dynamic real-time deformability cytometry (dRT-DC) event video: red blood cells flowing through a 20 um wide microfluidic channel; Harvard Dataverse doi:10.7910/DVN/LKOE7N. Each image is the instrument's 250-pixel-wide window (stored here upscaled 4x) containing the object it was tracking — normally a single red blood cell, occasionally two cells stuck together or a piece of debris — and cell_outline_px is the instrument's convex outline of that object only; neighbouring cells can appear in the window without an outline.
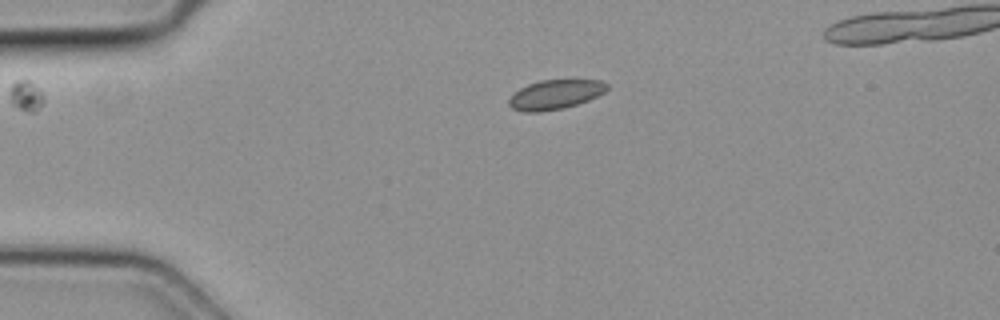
{"species": "common noctule bat (a hibernating species)", "species_latin": "Nyctalus noctula", "temperature_condition": "cold", "stored_images_in_passage": 2, "camera_frame_rate_fps": 3000, "um_per_image_px": 0.085, "animal": {"sex": "female", "body_mass_g": 19.3, "forearm_length_mm": 54.1}, "frame": {"image": 1, "passage_image": 2, "time_ms": 0.333, "image_size_px": [1000, 320], "cell_outline_px": [[608, 88], [604, 92], [588, 100], [564, 108], [540, 112], [524, 112], [512, 108], [508, 104], [508, 100], [520, 88], [528, 84], [540, 80], [600, 80], [608, 84]], "centroid_in_image_um": [47.19, 8.03], "position_along_channel_um": 37.8, "area_um2": 16.7}}